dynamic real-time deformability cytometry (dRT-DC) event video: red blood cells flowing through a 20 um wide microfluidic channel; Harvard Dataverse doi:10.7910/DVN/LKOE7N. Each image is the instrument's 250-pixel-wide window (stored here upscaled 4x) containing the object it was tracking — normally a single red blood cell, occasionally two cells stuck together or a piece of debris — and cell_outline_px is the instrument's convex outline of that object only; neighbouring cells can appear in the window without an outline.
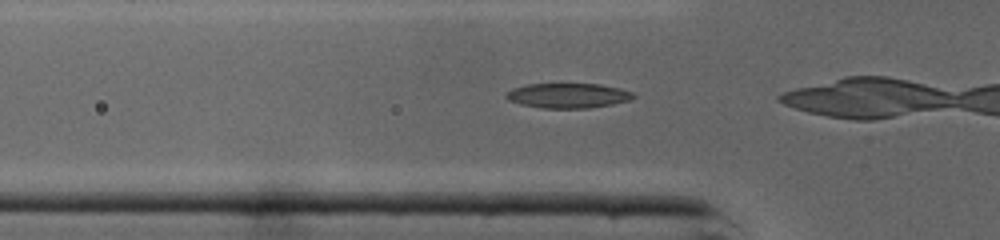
{"species": "common noctule bat (a hibernating species)", "species_latin": "Nyctalus noctula", "temperature_condition": "cold", "stored_images_in_passage": 29, "camera_frame_rate_fps": 3000, "um_per_image_px": 0.085, "animal": {"sex": "male", "body_mass_g": 19.0, "forearm_length_mm": 50.8}, "frame": {"image": 1, "passage_image": 9, "time_ms": 2.667, "image_size_px": [1000, 240], "cell_outline_px": [[636, 96], [628, 100], [612, 104], [588, 108], [540, 108], [520, 104], [508, 100], [504, 96], [512, 88], [528, 84], [600, 84], [620, 88], [632, 92]], "centroid_in_image_um": [48.26, 8.12], "position_along_channel_um": 77.5, "area_um2": 18.38}}
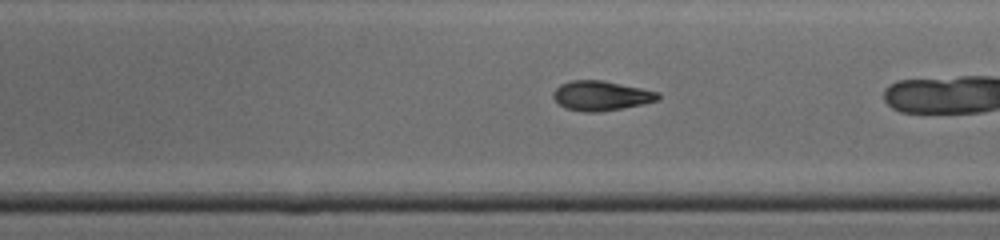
{"frame": {"image": 2, "passage_image": 20, "time_ms": 6.333, "image_size_px": [1000, 240], "cell_outline_px": [[660, 100], [624, 108], [600, 112], [584, 112], [564, 108], [552, 96], [552, 92], [560, 84], [572, 80], [600, 80], [660, 92]], "centroid_in_image_um": [51.09, 8.14], "position_along_channel_um": 237.9, "area_um2": 18.15}}
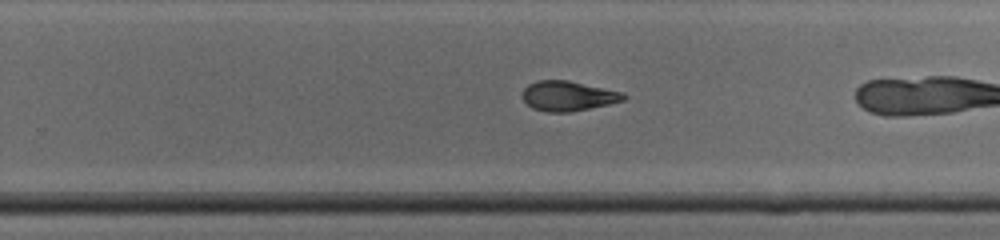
{"frame": {"image": 3, "passage_image": 23, "time_ms": 7.333, "image_size_px": [1000, 240], "cell_outline_px": [[628, 96], [624, 100], [608, 104], [572, 112], [548, 112], [532, 108], [524, 100], [524, 88], [528, 84], [536, 80], [568, 80], [624, 92]], "centroid_in_image_um": [48.31, 8.15], "position_along_channel_um": 281.5, "area_um2": 17.63}}